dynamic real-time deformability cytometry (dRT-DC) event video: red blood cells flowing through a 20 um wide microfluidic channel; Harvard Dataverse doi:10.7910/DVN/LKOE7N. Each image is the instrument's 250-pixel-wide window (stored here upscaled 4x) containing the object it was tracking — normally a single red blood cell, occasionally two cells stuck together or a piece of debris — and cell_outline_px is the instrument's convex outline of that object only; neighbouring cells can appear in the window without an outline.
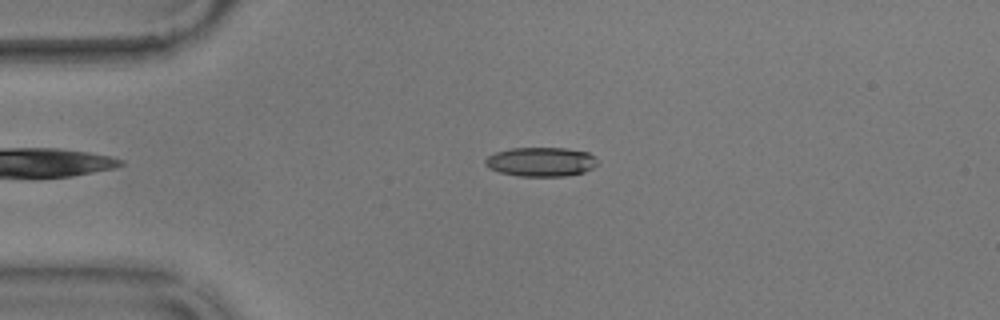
{"species": "common noctule bat (a hibernating species)", "species_latin": "Nyctalus noctula", "temperature_condition": "warm", "stored_images_in_passage": 36, "camera_frame_rate_fps": 3000, "um_per_image_px": 0.085, "animal": {"sex": "male", "body_mass_g": 17.9}, "frame": {"image": 1, "passage_image": 1, "time_ms": 0.0, "image_size_px": [1000, 320], "cell_outline_px": [[596, 164], [592, 168], [584, 172], [564, 176], [516, 176], [500, 172], [488, 168], [484, 164], [484, 160], [488, 156], [496, 152], [512, 148], [564, 148], [588, 152], [596, 156]], "centroid_in_image_um": [45.96, 13.75], "position_along_channel_um": 39.0, "area_um2": 19.13}}
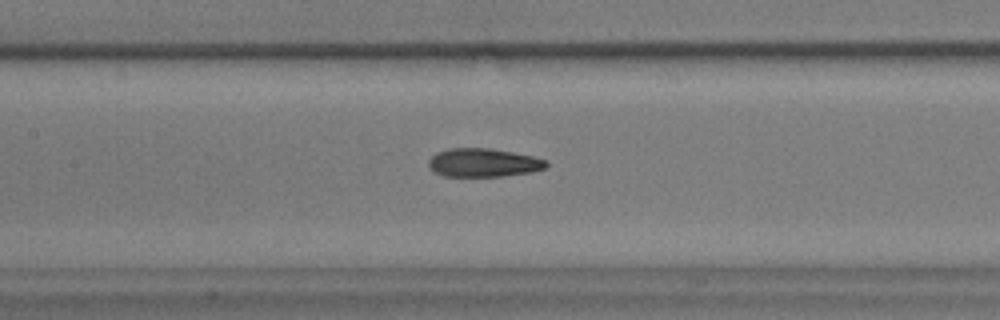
{"frame": {"image": 2, "passage_image": 14, "time_ms": 4.333, "image_size_px": [1000, 320], "cell_outline_px": [[548, 164], [544, 168], [532, 172], [504, 176], [444, 176], [436, 172], [428, 164], [428, 160], [436, 152], [448, 148], [488, 148], [512, 152], [532, 156], [548, 160]], "centroid_in_image_um": [41.1, 13.82], "position_along_channel_um": 166.3, "area_um2": 19.48}}
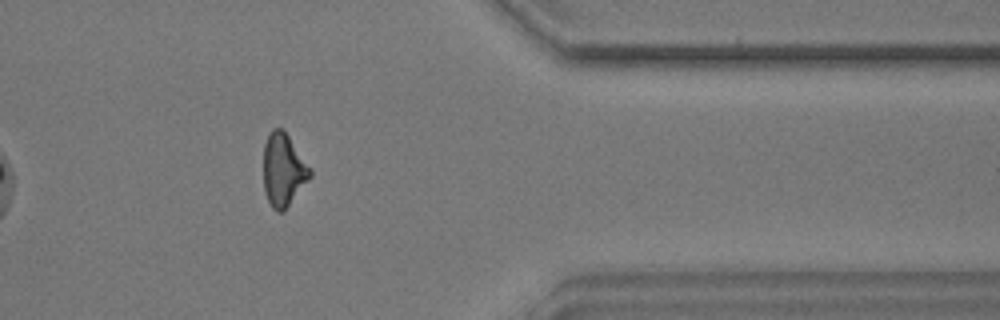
{"frame": {"image": 3, "passage_image": 34, "time_ms": 11.0, "image_size_px": [1000, 320], "cell_outline_px": [[312, 176], [284, 212], [276, 212], [272, 208], [264, 192], [264, 144], [268, 132], [272, 128], [284, 128], [312, 168]], "centroid_in_image_um": [24.1, 14.42], "position_along_channel_um": 387.3, "area_um2": 20.35}, "authors_computed_cell_mechanics": {"area_um2": 19.941, "velocity_mm_per_s": 3.5821, "shape_relaxation_time_tau1_ms": 10.1764, "shape_relaxation_time_tau2_ms": 2.543, "deformation_change_tau1": 0.218, "deformation_change_tau2": 0.0933}}